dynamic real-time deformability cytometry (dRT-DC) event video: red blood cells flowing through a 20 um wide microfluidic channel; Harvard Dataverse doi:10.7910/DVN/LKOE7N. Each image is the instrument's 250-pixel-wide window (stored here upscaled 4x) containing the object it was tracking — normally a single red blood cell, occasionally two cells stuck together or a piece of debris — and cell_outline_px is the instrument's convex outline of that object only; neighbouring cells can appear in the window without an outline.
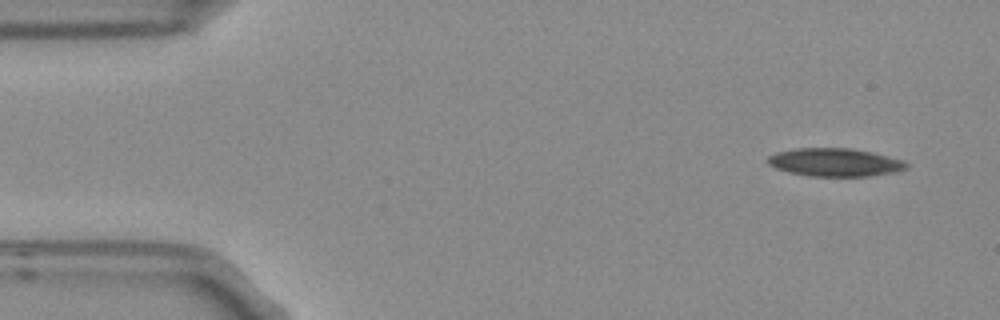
{"species": "Egyptian fruit bat (a non-hibernating species)", "species_latin": "Rousettus aegyptiacus", "temperature_condition": "room temperature", "stored_images_in_passage": 4, "camera_frame_rate_fps": 3000, "um_per_image_px": 0.085, "frame": {"image": 1, "passage_image": 1, "time_ms": 0.0, "image_size_px": [1000, 320], "cell_outline_px": [[908, 168], [896, 172], [872, 176], [808, 176], [788, 172], [776, 168], [768, 164], [768, 156], [776, 152], [796, 148], [852, 148], [872, 152], [904, 160], [908, 164]], "centroid_in_image_um": [70.99, 13.8], "position_along_channel_um": 14.0, "area_um2": 22.89}}
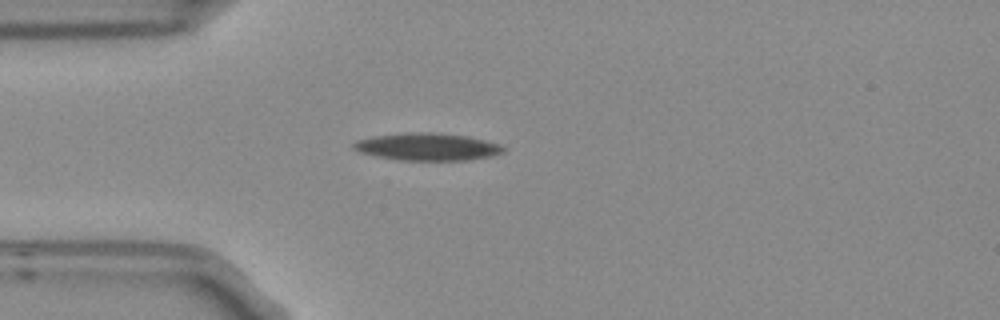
{"frame": {"image": 2, "passage_image": 3, "time_ms": 0.667, "image_size_px": [1000, 320], "cell_outline_px": [[508, 148], [504, 152], [492, 156], [468, 160], [400, 160], [360, 152], [352, 148], [352, 144], [356, 140], [372, 136], [408, 132], [428, 132], [468, 136], [500, 144]], "centroid_in_image_um": [36.36, 12.47], "position_along_channel_um": 48.6, "area_um2": 23.93}}